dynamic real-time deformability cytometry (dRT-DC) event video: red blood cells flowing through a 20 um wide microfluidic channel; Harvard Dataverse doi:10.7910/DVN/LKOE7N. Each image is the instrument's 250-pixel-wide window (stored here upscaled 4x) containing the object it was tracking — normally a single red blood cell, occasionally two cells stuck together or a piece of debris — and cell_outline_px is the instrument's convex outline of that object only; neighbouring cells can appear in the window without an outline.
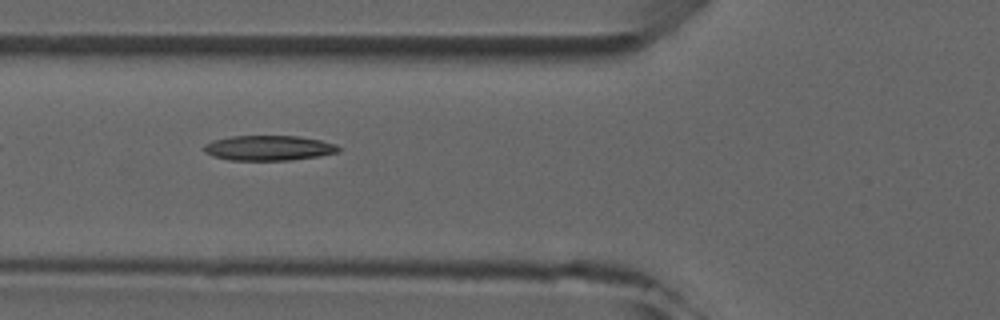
{"species": "common noctule bat (a hibernating species)", "species_latin": "Nyctalus noctula", "temperature_condition": "room temperature", "stored_images_in_passage": 8, "camera_frame_rate_fps": 3000, "um_per_image_px": 0.085, "animal": {"sex": "male", "forearm_length_mm": 52.5}, "frame": {"image": 1, "passage_image": 5, "time_ms": 5.667, "image_size_px": [1000, 320], "cell_outline_px": [[340, 152], [320, 156], [292, 160], [228, 160], [212, 156], [204, 152], [204, 144], [212, 140], [232, 136], [300, 136], [320, 140], [336, 144], [340, 148]], "centroid_in_image_um": [22.84, 12.58], "position_along_channel_um": 103.0, "area_um2": 19.83}}
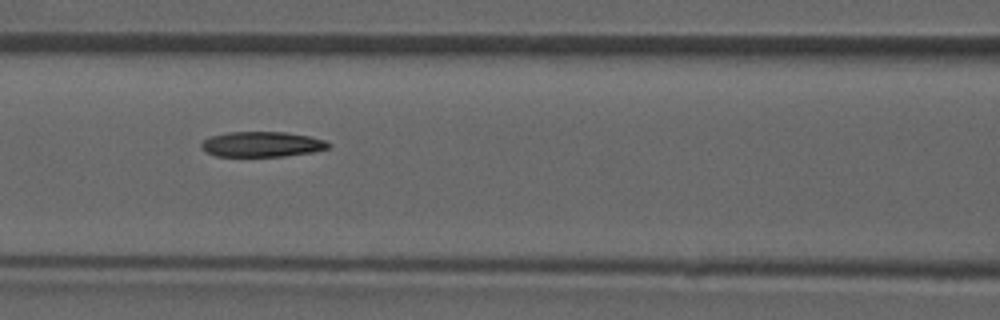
{"frame": {"image": 2, "passage_image": 6, "time_ms": 6.667, "image_size_px": [1000, 320], "cell_outline_px": [[332, 144], [328, 148], [312, 152], [284, 156], [216, 156], [200, 148], [200, 144], [204, 140], [212, 136], [228, 132], [284, 132], [308, 136], [324, 140]], "centroid_in_image_um": [22.26, 12.26], "position_along_channel_um": 144.3, "area_um2": 18.55}}